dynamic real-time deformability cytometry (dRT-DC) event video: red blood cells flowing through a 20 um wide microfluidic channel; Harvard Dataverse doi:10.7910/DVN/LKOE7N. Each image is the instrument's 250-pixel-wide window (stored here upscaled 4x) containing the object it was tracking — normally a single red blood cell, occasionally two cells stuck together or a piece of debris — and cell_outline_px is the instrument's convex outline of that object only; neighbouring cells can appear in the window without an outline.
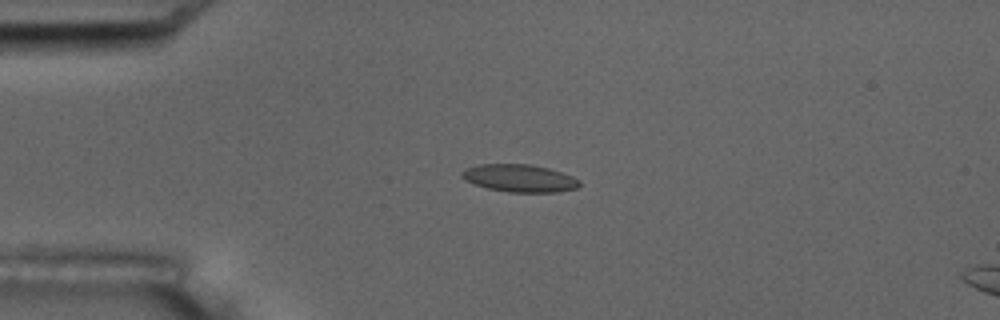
{"species": "common noctule bat (a hibernating species)", "species_latin": "Nyctalus noctula", "temperature_condition": "room temperature", "stored_images_in_passage": 3, "camera_frame_rate_fps": 3000, "um_per_image_px": 0.085, "animal": {"sex": "male", "body_mass_g": 17.5, "forearm_length_mm": 52.3}, "frame": {"image": 1, "passage_image": 3, "time_ms": 4.333, "image_size_px": [1000, 320], "cell_outline_px": [[580, 184], [576, 188], [556, 192], [508, 192], [488, 188], [472, 184], [464, 180], [460, 176], [460, 172], [464, 168], [480, 164], [528, 164], [548, 168], [572, 176], [580, 180]], "centroid_in_image_um": [44.1, 15.14], "position_along_channel_um": 40.9, "area_um2": 18.96}}